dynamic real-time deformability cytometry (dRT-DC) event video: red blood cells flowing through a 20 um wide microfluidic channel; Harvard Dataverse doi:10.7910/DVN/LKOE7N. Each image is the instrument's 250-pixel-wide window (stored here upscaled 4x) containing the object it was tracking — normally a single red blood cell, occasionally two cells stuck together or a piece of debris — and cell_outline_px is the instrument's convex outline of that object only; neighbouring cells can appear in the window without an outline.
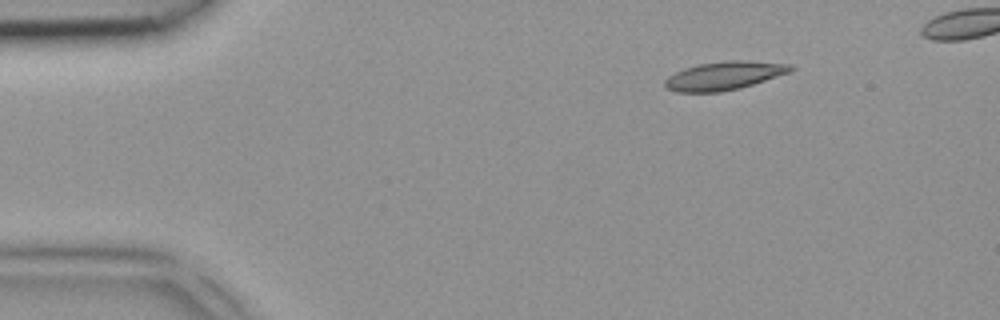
{"species": "common noctule bat (a hibernating species)", "species_latin": "Nyctalus noctula", "temperature_condition": "room temperature", "stored_images_in_passage": 4, "camera_frame_rate_fps": 3000, "um_per_image_px": 0.085, "animal": {"sex": "female", "body_mass_g": 18.4}, "frame": {"image": 1, "passage_image": 1, "time_ms": 0.0, "image_size_px": [1000, 320], "cell_outline_px": [[796, 68], [792, 72], [740, 88], [720, 92], [676, 92], [668, 88], [664, 84], [664, 80], [668, 76], [684, 68], [700, 64], [728, 60], [748, 60], [792, 64]], "centroid_in_image_um": [61.61, 6.42], "position_along_channel_um": 23.4, "area_um2": 20.98}}